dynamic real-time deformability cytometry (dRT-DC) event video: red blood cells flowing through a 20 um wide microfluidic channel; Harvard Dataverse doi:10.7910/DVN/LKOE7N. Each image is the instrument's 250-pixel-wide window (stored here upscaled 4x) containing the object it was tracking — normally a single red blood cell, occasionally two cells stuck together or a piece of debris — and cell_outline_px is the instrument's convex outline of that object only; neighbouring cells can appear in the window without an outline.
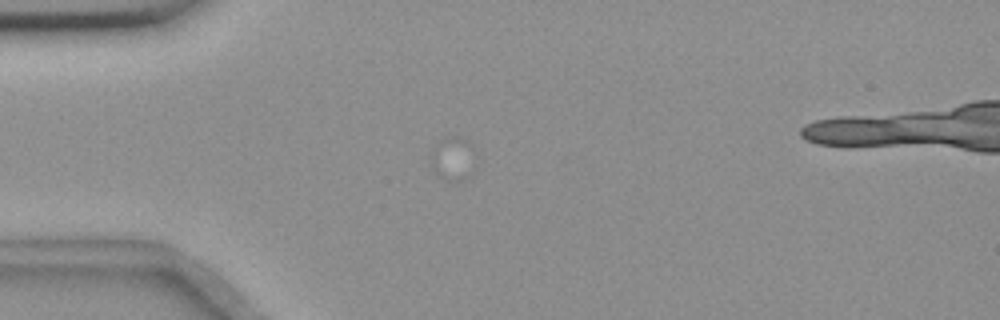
{"species": "common noctule bat (a hibernating species)", "species_latin": "Nyctalus noctula", "temperature_condition": "room temperature", "stored_images_in_passage": 10, "camera_frame_rate_fps": 3000, "um_per_image_px": 0.085, "animal": {"sex": "female", "body_mass_g": 18.4}, "frame": {"image": 1, "passage_image": 7, "time_ms": 2.0, "image_size_px": [1000, 320], "cell_outline_px": [[476, 164], [468, 176], [460, 180], [444, 180], [436, 176], [428, 156], [448, 136], [452, 136], [468, 140], [472, 144], [476, 152]], "centroid_in_image_um": [38.54, 13.51], "position_along_channel_um": 46.5, "area_um2": 11.44}}